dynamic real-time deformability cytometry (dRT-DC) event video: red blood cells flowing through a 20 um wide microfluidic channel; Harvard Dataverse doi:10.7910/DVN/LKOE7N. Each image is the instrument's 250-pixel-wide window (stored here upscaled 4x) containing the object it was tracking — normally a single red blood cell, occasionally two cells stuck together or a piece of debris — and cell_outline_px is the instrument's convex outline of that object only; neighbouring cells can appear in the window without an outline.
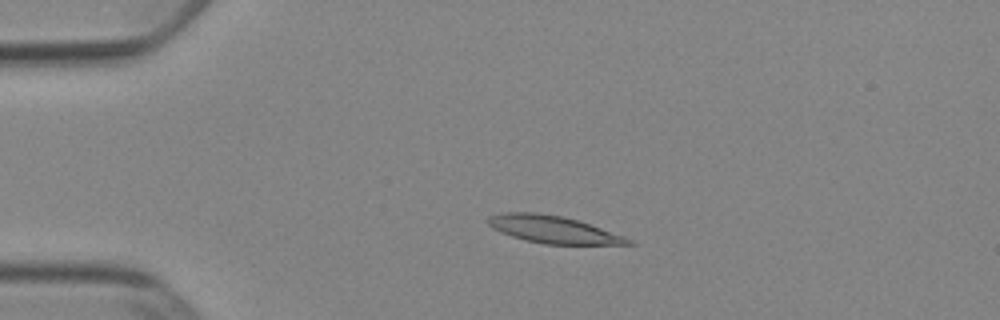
{"species": "Egyptian fruit bat (a non-hibernating species)", "species_latin": "Rousettus aegyptiacus", "temperature_condition": "cold", "stored_images_in_passage": 31, "camera_frame_rate_fps": 3000, "um_per_image_px": 0.085, "animal": {"sex": "female"}, "frame": {"image": 1, "passage_image": 11, "time_ms": 3.333, "image_size_px": [1000, 320], "cell_outline_px": [[636, 244], [544, 244], [512, 236], [500, 232], [492, 228], [484, 220], [488, 216], [504, 212], [536, 212], [564, 216], [624, 236], [632, 240]], "centroid_in_image_um": [46.95, 19.49], "position_along_channel_um": 38.0, "area_um2": 22.14}}
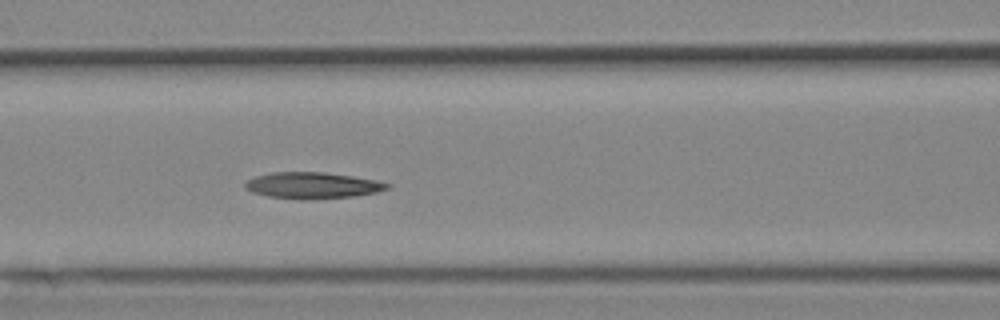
{"frame": {"image": 2, "passage_image": 22, "time_ms": 7.0, "image_size_px": [1000, 320], "cell_outline_px": [[392, 184], [388, 188], [376, 192], [356, 196], [308, 200], [300, 200], [268, 196], [252, 192], [244, 188], [244, 184], [248, 180], [256, 176], [272, 172], [324, 172], [352, 176], [376, 180]], "centroid_in_image_um": [26.56, 15.77], "position_along_channel_um": 140.0, "area_um2": 21.91}}
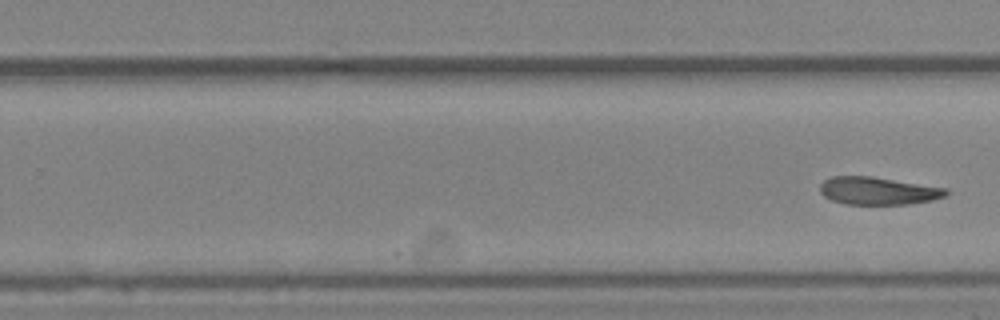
{"frame": {"image": 3, "passage_image": 31, "time_ms": 10.0, "image_size_px": [1000, 320], "cell_outline_px": [[952, 192], [948, 196], [932, 200], [908, 204], [844, 204], [832, 200], [824, 196], [820, 192], [820, 184], [824, 180], [832, 176], [872, 176], [948, 188]], "centroid_in_image_um": [74.69, 16.22], "position_along_channel_um": 255.1, "area_um2": 20.58}}